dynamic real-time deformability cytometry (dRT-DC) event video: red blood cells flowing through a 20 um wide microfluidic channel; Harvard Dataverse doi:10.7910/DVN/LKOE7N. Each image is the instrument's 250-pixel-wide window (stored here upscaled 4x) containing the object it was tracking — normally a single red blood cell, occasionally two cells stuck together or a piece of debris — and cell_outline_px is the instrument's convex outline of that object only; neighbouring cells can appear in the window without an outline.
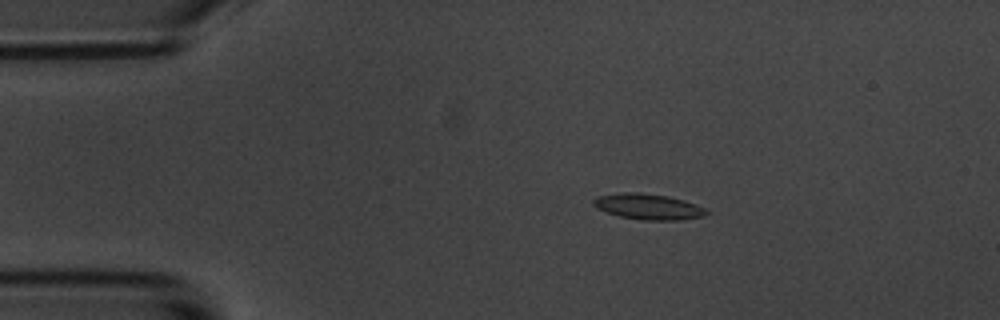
{"species": "common noctule bat (a hibernating species)", "species_latin": "Nyctalus noctula", "temperature_condition": "room temperature", "stored_images_in_passage": 56, "camera_frame_rate_fps": 3000, "um_per_image_px": 0.085, "animal": {"sex": "male", "body_mass_g": 20.1, "forearm_length_mm": 53.5}, "frame": {"image": 1, "passage_image": 11, "time_ms": 3.333, "image_size_px": [1000, 320], "cell_outline_px": [[708, 212], [704, 216], [680, 220], [644, 220], [620, 216], [596, 208], [592, 204], [592, 200], [596, 196], [620, 192], [640, 192], [668, 196], [684, 200], [696, 204], [704, 208]], "centroid_in_image_um": [55.07, 17.55], "position_along_channel_um": 29.9, "area_um2": 16.99}}
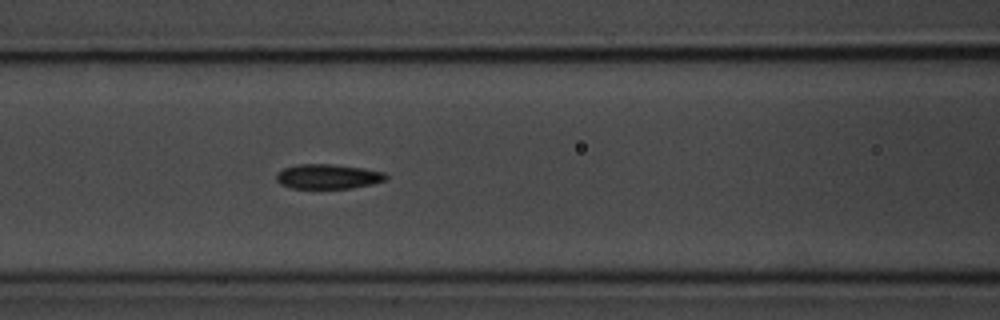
{"frame": {"image": 2, "passage_image": 24, "time_ms": 7.667, "image_size_px": [1000, 320], "cell_outline_px": [[388, 180], [372, 184], [352, 188], [292, 188], [280, 184], [276, 180], [276, 176], [284, 168], [296, 164], [332, 164], [364, 168], [384, 172], [388, 176]], "centroid_in_image_um": [27.92, 15.0], "position_along_channel_um": 138.7, "area_um2": 15.84}}
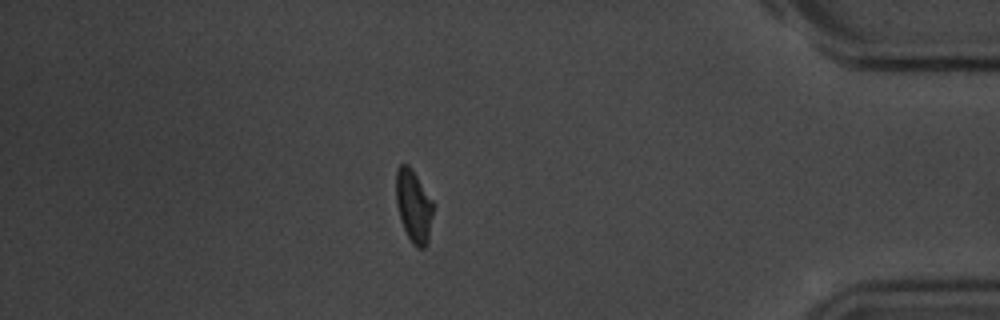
{"frame": {"image": 3, "passage_image": 49, "time_ms": 16.0, "image_size_px": [1000, 320], "cell_outline_px": [[432, 216], [428, 240], [424, 248], [416, 248], [412, 244], [400, 220], [396, 204], [396, 168], [400, 164], [408, 164], [432, 200]], "centroid_in_image_um": [35.13, 17.52], "position_along_channel_um": 400.1, "area_um2": 15.49}, "authors_computed_cell_mechanics": {"area_um2": 16.1262, "velocity_mm_per_s": 3.6068, "shape_relaxation_time_tau1_ms": 2.6633, "shape_relaxation_time_tau2_ms": 3.1528, "deformation_change_tau1": 0.1012, "deformation_change_tau2": 0.089}}